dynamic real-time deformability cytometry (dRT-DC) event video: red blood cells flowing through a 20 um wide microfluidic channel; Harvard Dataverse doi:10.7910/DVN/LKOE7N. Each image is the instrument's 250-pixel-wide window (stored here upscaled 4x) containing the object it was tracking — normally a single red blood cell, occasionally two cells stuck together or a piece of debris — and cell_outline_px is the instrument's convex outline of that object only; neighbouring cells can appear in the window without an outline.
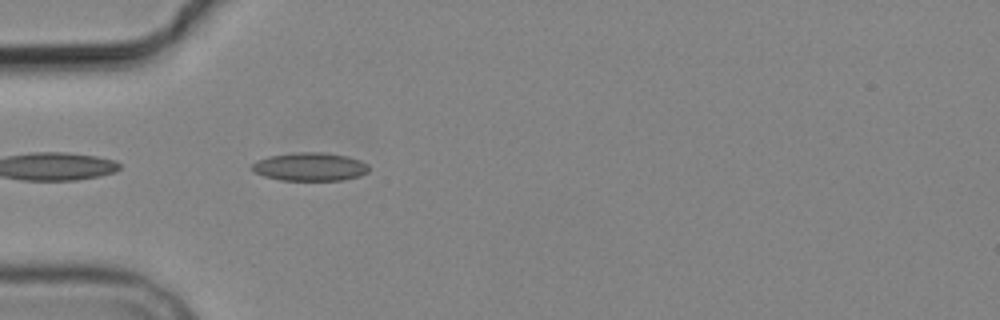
{"species": "common noctule bat (a hibernating species)", "species_latin": "Nyctalus noctula", "temperature_condition": "cold", "stored_images_in_passage": 3, "camera_frame_rate_fps": 3000, "um_per_image_px": 0.085, "animal": {"sex": "male", "body_mass_g": 19.2, "forearm_length_mm": 51.8}, "frame": {"image": 1, "passage_image": 3, "time_ms": 2.333, "image_size_px": [1000, 320], "cell_outline_px": [[368, 172], [360, 176], [344, 180], [280, 180], [264, 176], [256, 172], [252, 168], [252, 164], [256, 160], [268, 156], [296, 152], [324, 152], [348, 156], [360, 160], [368, 164]], "centroid_in_image_um": [26.37, 14.17], "position_along_channel_um": 58.6, "area_um2": 19.36}}